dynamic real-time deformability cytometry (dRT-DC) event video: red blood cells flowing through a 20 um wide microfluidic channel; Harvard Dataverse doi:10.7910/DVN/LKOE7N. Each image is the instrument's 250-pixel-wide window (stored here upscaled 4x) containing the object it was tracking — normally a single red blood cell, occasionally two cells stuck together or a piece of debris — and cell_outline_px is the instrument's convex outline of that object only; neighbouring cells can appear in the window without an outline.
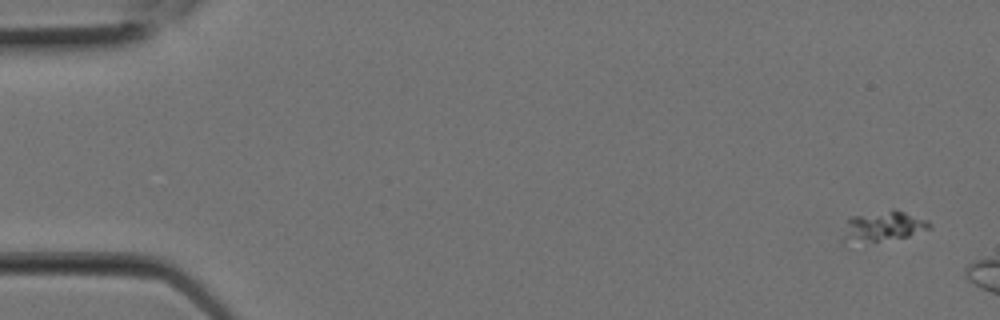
{"species": "Egyptian fruit bat (a non-hibernating species)", "species_latin": "Rousettus aegyptiacus", "temperature_condition": "room temperature", "stored_images_in_passage": 3, "camera_frame_rate_fps": 3000, "um_per_image_px": 0.085, "animal": {"sex": "female"}, "frame": {"image": 1, "passage_image": 1, "time_ms": 0.0, "image_size_px": [1000, 320], "cell_outline_px": [[932, 224], [928, 228], [908, 236], [848, 248], [844, 248], [840, 240], [848, 216], [892, 208], [896, 208], [928, 220]], "centroid_in_image_um": [74.87, 19.29], "position_along_channel_um": 10.1, "area_um2": 16.7}}